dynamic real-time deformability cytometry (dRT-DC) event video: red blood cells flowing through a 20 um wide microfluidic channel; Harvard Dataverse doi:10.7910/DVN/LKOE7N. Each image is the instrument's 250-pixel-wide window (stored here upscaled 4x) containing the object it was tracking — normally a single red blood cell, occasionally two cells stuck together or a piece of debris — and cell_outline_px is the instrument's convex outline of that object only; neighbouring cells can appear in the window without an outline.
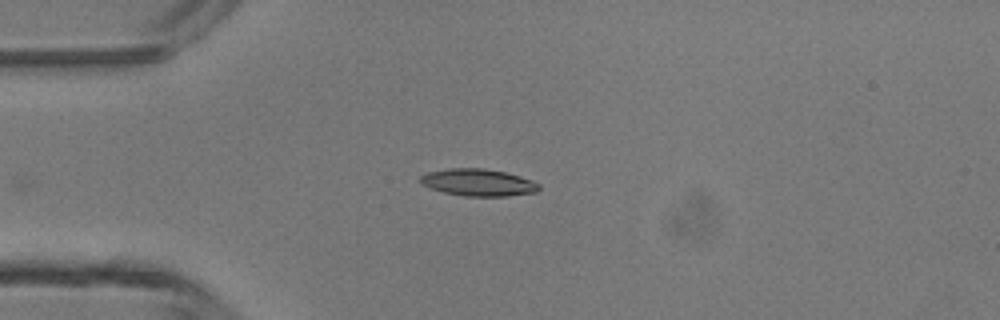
{"species": "common noctule bat (a hibernating species)", "species_latin": "Nyctalus noctula", "temperature_condition": "room temperature", "stored_images_in_passage": 26, "camera_frame_rate_fps": 3000, "um_per_image_px": 0.085, "animal": {"sex": "male", "body_mass_g": 13.3}, "frame": {"image": 1, "passage_image": 1, "time_ms": 0.0, "image_size_px": [1000, 320], "cell_outline_px": [[540, 188], [536, 192], [508, 196], [464, 196], [444, 192], [420, 184], [420, 176], [428, 172], [448, 168], [484, 168], [504, 172], [520, 176], [532, 180], [540, 184]], "centroid_in_image_um": [40.65, 15.51], "position_along_channel_um": 44.3, "area_um2": 18.73}}
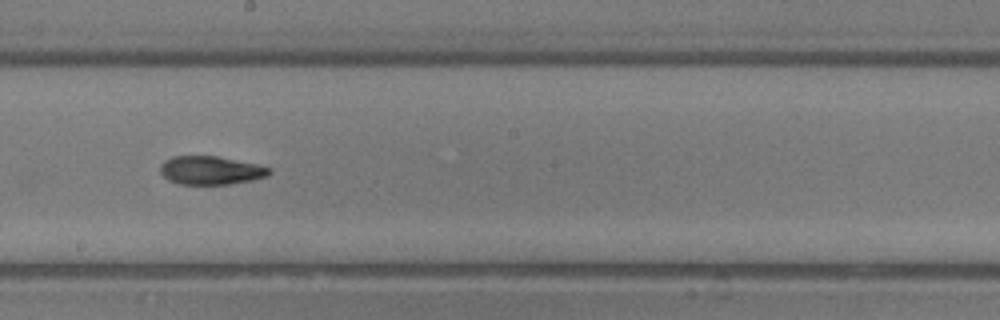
{"frame": {"image": 2, "passage_image": 15, "time_ms": 4.667, "image_size_px": [1000, 320], "cell_outline_px": [[272, 172], [268, 176], [252, 180], [228, 184], [180, 184], [168, 180], [160, 172], [160, 164], [164, 160], [172, 156], [216, 156], [256, 164], [272, 168]], "centroid_in_image_um": [17.91, 14.48], "position_along_channel_um": 230.3, "area_um2": 18.09}}
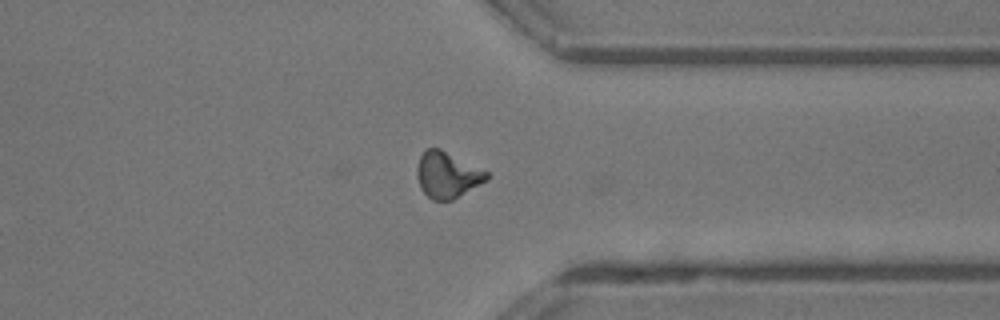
{"frame": {"image": 3, "passage_image": 25, "time_ms": 8.0, "image_size_px": [1000, 320], "cell_outline_px": [[488, 180], [452, 200], [432, 200], [420, 188], [416, 176], [416, 168], [420, 156], [428, 148], [440, 148], [488, 172]], "centroid_in_image_um": [38.0, 14.87], "position_along_channel_um": 373.4, "area_um2": 18.61}, "authors_computed_cell_mechanics": {"area_um2": 18.4382, "velocity_mm_per_s": 4.3869, "shape_relaxation_time_tau1_ms": 8.3718, "shape_relaxation_time_tau2_ms": 2.6675, "deformation_change_tau1": 0.2446, "deformation_change_tau2": 0.1028}}